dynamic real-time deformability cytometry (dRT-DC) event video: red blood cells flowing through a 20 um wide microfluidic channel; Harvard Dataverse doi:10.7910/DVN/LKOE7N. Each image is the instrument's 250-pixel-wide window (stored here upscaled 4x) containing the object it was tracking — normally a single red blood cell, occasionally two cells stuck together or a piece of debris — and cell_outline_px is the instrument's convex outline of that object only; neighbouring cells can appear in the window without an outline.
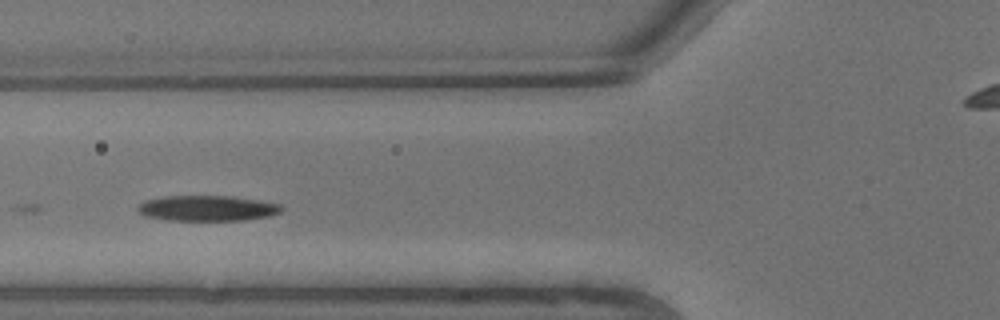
{"species": "common noctule bat (a hibernating species)", "species_latin": "Nyctalus noctula", "temperature_condition": "warm", "stored_images_in_passage": 7, "camera_frame_rate_fps": 3000, "um_per_image_px": 0.085, "animal": {"sex": "male", "body_mass_g": 13.3}, "frame": {"image": 1, "passage_image": 5, "time_ms": 1.333, "image_size_px": [1000, 320], "cell_outline_px": [[284, 208], [280, 212], [268, 216], [244, 220], [168, 220], [144, 216], [136, 208], [144, 200], [164, 196], [232, 196], [280, 204]], "centroid_in_image_um": [17.59, 17.7], "position_along_channel_um": 108.2, "area_um2": 21.27}}
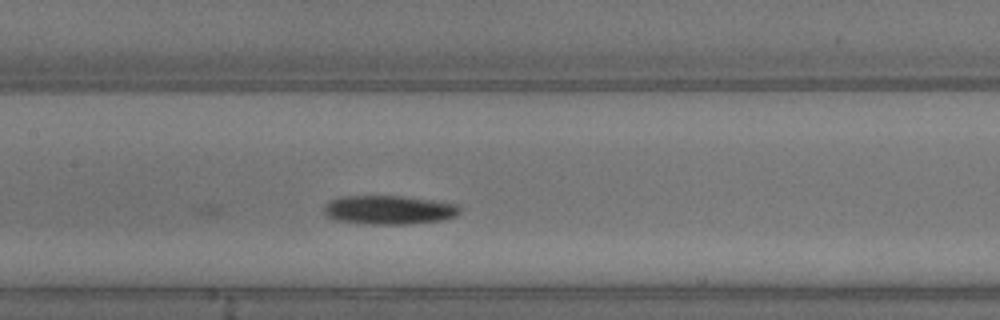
{"frame": {"image": 2, "passage_image": 7, "time_ms": 2.0, "image_size_px": [1000, 320], "cell_outline_px": [[460, 212], [456, 216], [444, 220], [408, 224], [368, 224], [332, 220], [324, 212], [324, 204], [328, 200], [340, 196], [404, 196], [432, 200], [456, 204], [460, 208]], "centroid_in_image_um": [33.02, 17.84], "position_along_channel_um": 174.4, "area_um2": 23.12}}